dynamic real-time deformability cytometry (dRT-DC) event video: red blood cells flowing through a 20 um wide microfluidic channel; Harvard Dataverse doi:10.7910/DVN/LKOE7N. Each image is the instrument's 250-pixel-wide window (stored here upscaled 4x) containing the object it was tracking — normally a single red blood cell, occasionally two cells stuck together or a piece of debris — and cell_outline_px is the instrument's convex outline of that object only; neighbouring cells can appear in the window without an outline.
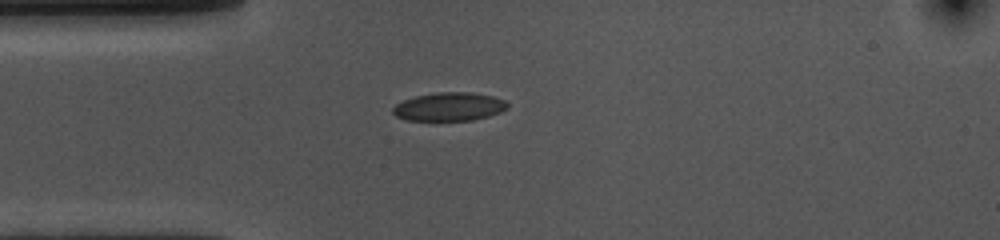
{"species": "common noctule bat (a hibernating species)", "species_latin": "Nyctalus noctula", "temperature_condition": "cold", "stored_images_in_passage": 42, "camera_frame_rate_fps": 3000, "um_per_image_px": 0.085, "animal": {"sex": "female", "body_mass_g": 10.0, "forearm_length_mm": 53.1}, "frame": {"image": 1, "passage_image": 1, "time_ms": 0.0, "image_size_px": [1000, 240], "cell_outline_px": [[508, 108], [500, 112], [488, 116], [472, 120], [408, 120], [396, 116], [392, 112], [392, 108], [396, 104], [404, 100], [416, 96], [436, 92], [472, 92], [492, 96], [504, 100], [508, 104]], "centroid_in_image_um": [38.18, 9.06], "position_along_channel_um": 46.8, "area_um2": 18.9}}
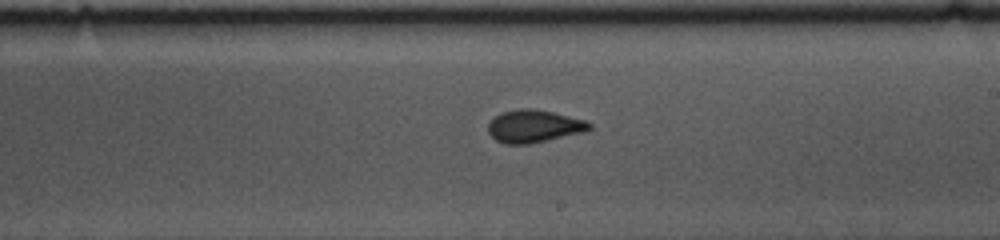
{"frame": {"image": 2, "passage_image": 18, "time_ms": 5.667, "image_size_px": [1000, 240], "cell_outline_px": [[592, 128], [588, 132], [528, 144], [504, 144], [496, 140], [488, 132], [488, 124], [496, 116], [504, 112], [520, 108], [532, 108], [552, 112], [584, 120], [592, 124]], "centroid_in_image_um": [45.42, 10.74], "position_along_channel_um": 243.6, "area_um2": 19.25}}
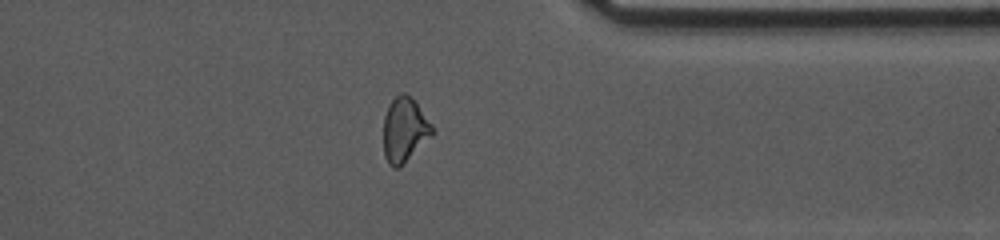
{"frame": {"image": 3, "passage_image": 30, "time_ms": 9.667, "image_size_px": [1000, 240], "cell_outline_px": [[436, 132], [400, 168], [392, 168], [388, 164], [384, 156], [384, 116], [388, 104], [400, 92], [404, 92], [412, 96], [416, 100], [432, 124]], "centroid_in_image_um": [34.41, 11.02], "position_along_channel_um": 377.0, "area_um2": 18.9}, "authors_computed_cell_mechanics": {"area_um2": 18.9006, "velocity_mm_per_s": 3.6115, "shape_relaxation_time_tau1_ms": 5.4672, "shape_relaxation_time_tau2_ms": 1.0362, "deformation_change_tau1": 0.099, "deformation_change_tau2": 0.0361}}